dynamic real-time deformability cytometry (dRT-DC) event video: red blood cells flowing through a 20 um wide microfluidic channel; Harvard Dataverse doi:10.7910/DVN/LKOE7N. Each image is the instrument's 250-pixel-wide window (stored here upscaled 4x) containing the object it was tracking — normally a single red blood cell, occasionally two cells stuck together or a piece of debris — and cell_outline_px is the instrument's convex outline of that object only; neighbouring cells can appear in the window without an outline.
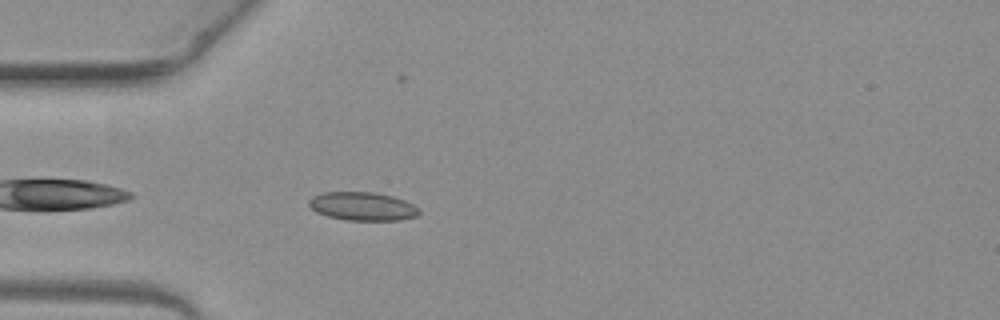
{"species": "common noctule bat (a hibernating species)", "species_latin": "Nyctalus noctula", "temperature_condition": "warm", "stored_images_in_passage": 28, "camera_frame_rate_fps": 3000, "um_per_image_px": 0.085, "animal": {"sex": "female", "body_mass_g": 19.3, "forearm_length_mm": 54.1}, "frame": {"image": 1, "passage_image": 3, "time_ms": 0.667, "image_size_px": [1000, 320], "cell_outline_px": [[420, 212], [416, 216], [400, 220], [348, 220], [328, 216], [316, 212], [308, 204], [308, 200], [312, 196], [324, 192], [372, 192], [392, 196], [404, 200], [412, 204]], "centroid_in_image_um": [30.78, 17.53], "position_along_channel_um": 54.2, "area_um2": 18.09}}
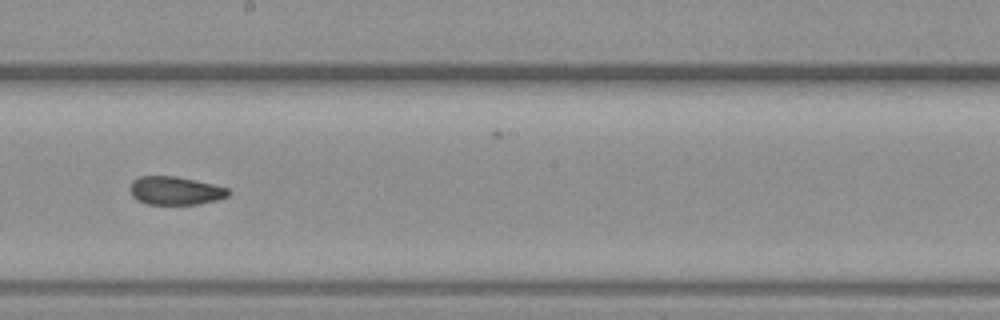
{"frame": {"image": 2, "passage_image": 17, "time_ms": 5.333, "image_size_px": [1000, 320], "cell_outline_px": [[232, 192], [228, 196], [216, 200], [196, 204], [148, 204], [136, 200], [132, 196], [128, 188], [132, 180], [140, 176], [172, 176], [212, 184], [228, 188]], "centroid_in_image_um": [14.86, 16.21], "position_along_channel_um": 233.3, "area_um2": 16.18}}
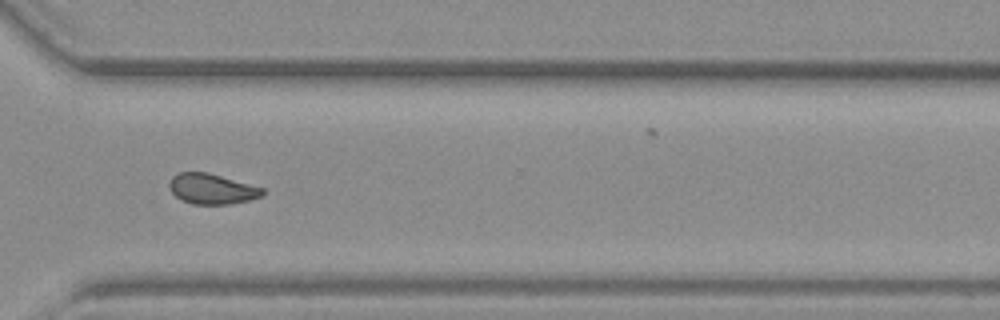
{"frame": {"image": 3, "passage_image": 26, "time_ms": 8.333, "image_size_px": [1000, 320], "cell_outline_px": [[264, 192], [260, 196], [248, 200], [228, 204], [192, 204], [176, 196], [172, 192], [168, 184], [172, 176], [180, 172], [208, 172], [264, 188]], "centroid_in_image_um": [17.99, 16.04], "position_along_channel_um": 352.6, "area_um2": 16.3}, "authors_computed_cell_mechanics": {"area_um2": 16.6175, "velocity_mm_per_s": 3.9782, "shape_relaxation_time_tau1_ms": null, "shape_relaxation_time_tau2_ms": 2.2202, "deformation_change_tau1": null, "deformation_change_tau2": 0.0744}}